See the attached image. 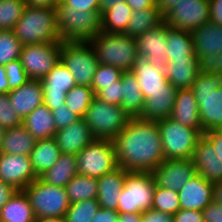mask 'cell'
Listing matches in <instances>:
<instances>
[{
	"mask_svg": "<svg viewBox=\"0 0 222 222\" xmlns=\"http://www.w3.org/2000/svg\"><path fill=\"white\" fill-rule=\"evenodd\" d=\"M113 143L117 167L128 172H152L165 160L158 121L130 117Z\"/></svg>",
	"mask_w": 222,
	"mask_h": 222,
	"instance_id": "cell-1",
	"label": "cell"
},
{
	"mask_svg": "<svg viewBox=\"0 0 222 222\" xmlns=\"http://www.w3.org/2000/svg\"><path fill=\"white\" fill-rule=\"evenodd\" d=\"M13 32L25 45L62 42L56 8L26 6Z\"/></svg>",
	"mask_w": 222,
	"mask_h": 222,
	"instance_id": "cell-2",
	"label": "cell"
},
{
	"mask_svg": "<svg viewBox=\"0 0 222 222\" xmlns=\"http://www.w3.org/2000/svg\"><path fill=\"white\" fill-rule=\"evenodd\" d=\"M205 132L222 128V76L200 72L190 88Z\"/></svg>",
	"mask_w": 222,
	"mask_h": 222,
	"instance_id": "cell-3",
	"label": "cell"
},
{
	"mask_svg": "<svg viewBox=\"0 0 222 222\" xmlns=\"http://www.w3.org/2000/svg\"><path fill=\"white\" fill-rule=\"evenodd\" d=\"M89 43L100 64L111 65L122 71H131L138 59L136 38L127 34L100 31Z\"/></svg>",
	"mask_w": 222,
	"mask_h": 222,
	"instance_id": "cell-4",
	"label": "cell"
},
{
	"mask_svg": "<svg viewBox=\"0 0 222 222\" xmlns=\"http://www.w3.org/2000/svg\"><path fill=\"white\" fill-rule=\"evenodd\" d=\"M57 29L62 41L90 42L101 31V13L70 9L60 1L56 7Z\"/></svg>",
	"mask_w": 222,
	"mask_h": 222,
	"instance_id": "cell-5",
	"label": "cell"
},
{
	"mask_svg": "<svg viewBox=\"0 0 222 222\" xmlns=\"http://www.w3.org/2000/svg\"><path fill=\"white\" fill-rule=\"evenodd\" d=\"M130 116L120 105H112L94 97L83 120L95 138L114 140L126 127Z\"/></svg>",
	"mask_w": 222,
	"mask_h": 222,
	"instance_id": "cell-6",
	"label": "cell"
},
{
	"mask_svg": "<svg viewBox=\"0 0 222 222\" xmlns=\"http://www.w3.org/2000/svg\"><path fill=\"white\" fill-rule=\"evenodd\" d=\"M156 181L152 172H127L118 199V213H142L151 209Z\"/></svg>",
	"mask_w": 222,
	"mask_h": 222,
	"instance_id": "cell-7",
	"label": "cell"
},
{
	"mask_svg": "<svg viewBox=\"0 0 222 222\" xmlns=\"http://www.w3.org/2000/svg\"><path fill=\"white\" fill-rule=\"evenodd\" d=\"M158 128L165 159H192L196 145L203 136L198 129L183 126L171 118L158 121Z\"/></svg>",
	"mask_w": 222,
	"mask_h": 222,
	"instance_id": "cell-8",
	"label": "cell"
},
{
	"mask_svg": "<svg viewBox=\"0 0 222 222\" xmlns=\"http://www.w3.org/2000/svg\"><path fill=\"white\" fill-rule=\"evenodd\" d=\"M37 217L64 218L71 205L65 187L50 185L39 177L23 190Z\"/></svg>",
	"mask_w": 222,
	"mask_h": 222,
	"instance_id": "cell-9",
	"label": "cell"
},
{
	"mask_svg": "<svg viewBox=\"0 0 222 222\" xmlns=\"http://www.w3.org/2000/svg\"><path fill=\"white\" fill-rule=\"evenodd\" d=\"M60 60L74 77L76 85L91 87L99 62L89 42L62 41Z\"/></svg>",
	"mask_w": 222,
	"mask_h": 222,
	"instance_id": "cell-10",
	"label": "cell"
},
{
	"mask_svg": "<svg viewBox=\"0 0 222 222\" xmlns=\"http://www.w3.org/2000/svg\"><path fill=\"white\" fill-rule=\"evenodd\" d=\"M78 174L99 178L117 168L115 145L111 139L95 138L76 155Z\"/></svg>",
	"mask_w": 222,
	"mask_h": 222,
	"instance_id": "cell-11",
	"label": "cell"
},
{
	"mask_svg": "<svg viewBox=\"0 0 222 222\" xmlns=\"http://www.w3.org/2000/svg\"><path fill=\"white\" fill-rule=\"evenodd\" d=\"M62 42L25 45L20 61L28 77L41 80L60 61Z\"/></svg>",
	"mask_w": 222,
	"mask_h": 222,
	"instance_id": "cell-12",
	"label": "cell"
},
{
	"mask_svg": "<svg viewBox=\"0 0 222 222\" xmlns=\"http://www.w3.org/2000/svg\"><path fill=\"white\" fill-rule=\"evenodd\" d=\"M209 17V1L181 0L165 15V22L173 28L192 32L209 22Z\"/></svg>",
	"mask_w": 222,
	"mask_h": 222,
	"instance_id": "cell-13",
	"label": "cell"
},
{
	"mask_svg": "<svg viewBox=\"0 0 222 222\" xmlns=\"http://www.w3.org/2000/svg\"><path fill=\"white\" fill-rule=\"evenodd\" d=\"M43 103L52 111L65 104L66 93L76 86L74 77L60 60L55 67L41 79Z\"/></svg>",
	"mask_w": 222,
	"mask_h": 222,
	"instance_id": "cell-14",
	"label": "cell"
},
{
	"mask_svg": "<svg viewBox=\"0 0 222 222\" xmlns=\"http://www.w3.org/2000/svg\"><path fill=\"white\" fill-rule=\"evenodd\" d=\"M168 24L150 29L136 38L138 57L147 59L157 70L163 71L168 62L167 36Z\"/></svg>",
	"mask_w": 222,
	"mask_h": 222,
	"instance_id": "cell-15",
	"label": "cell"
},
{
	"mask_svg": "<svg viewBox=\"0 0 222 222\" xmlns=\"http://www.w3.org/2000/svg\"><path fill=\"white\" fill-rule=\"evenodd\" d=\"M37 178L29 156L0 153V180L17 190H24Z\"/></svg>",
	"mask_w": 222,
	"mask_h": 222,
	"instance_id": "cell-16",
	"label": "cell"
},
{
	"mask_svg": "<svg viewBox=\"0 0 222 222\" xmlns=\"http://www.w3.org/2000/svg\"><path fill=\"white\" fill-rule=\"evenodd\" d=\"M152 173L156 185L179 191L197 172L192 159H165Z\"/></svg>",
	"mask_w": 222,
	"mask_h": 222,
	"instance_id": "cell-17",
	"label": "cell"
},
{
	"mask_svg": "<svg viewBox=\"0 0 222 222\" xmlns=\"http://www.w3.org/2000/svg\"><path fill=\"white\" fill-rule=\"evenodd\" d=\"M214 183L196 173L178 191L180 209L203 211L213 201Z\"/></svg>",
	"mask_w": 222,
	"mask_h": 222,
	"instance_id": "cell-18",
	"label": "cell"
},
{
	"mask_svg": "<svg viewBox=\"0 0 222 222\" xmlns=\"http://www.w3.org/2000/svg\"><path fill=\"white\" fill-rule=\"evenodd\" d=\"M54 139L61 153L77 155L95 137L83 118H80L73 124L56 131Z\"/></svg>",
	"mask_w": 222,
	"mask_h": 222,
	"instance_id": "cell-19",
	"label": "cell"
},
{
	"mask_svg": "<svg viewBox=\"0 0 222 222\" xmlns=\"http://www.w3.org/2000/svg\"><path fill=\"white\" fill-rule=\"evenodd\" d=\"M141 87L145 99L151 97V93L157 91H177L168 82L163 71L157 70L147 59L138 57L131 69Z\"/></svg>",
	"mask_w": 222,
	"mask_h": 222,
	"instance_id": "cell-20",
	"label": "cell"
},
{
	"mask_svg": "<svg viewBox=\"0 0 222 222\" xmlns=\"http://www.w3.org/2000/svg\"><path fill=\"white\" fill-rule=\"evenodd\" d=\"M12 109L23 120L38 106L43 104L41 80L30 79L27 83L8 93Z\"/></svg>",
	"mask_w": 222,
	"mask_h": 222,
	"instance_id": "cell-21",
	"label": "cell"
},
{
	"mask_svg": "<svg viewBox=\"0 0 222 222\" xmlns=\"http://www.w3.org/2000/svg\"><path fill=\"white\" fill-rule=\"evenodd\" d=\"M196 172L212 183L222 180V162L216 155L212 144L202 136L192 156Z\"/></svg>",
	"mask_w": 222,
	"mask_h": 222,
	"instance_id": "cell-22",
	"label": "cell"
},
{
	"mask_svg": "<svg viewBox=\"0 0 222 222\" xmlns=\"http://www.w3.org/2000/svg\"><path fill=\"white\" fill-rule=\"evenodd\" d=\"M169 118L183 126L198 129L202 134L204 133L200 123L196 97L190 88L177 90Z\"/></svg>",
	"mask_w": 222,
	"mask_h": 222,
	"instance_id": "cell-23",
	"label": "cell"
},
{
	"mask_svg": "<svg viewBox=\"0 0 222 222\" xmlns=\"http://www.w3.org/2000/svg\"><path fill=\"white\" fill-rule=\"evenodd\" d=\"M127 172L117 167L98 178L97 200L100 208L117 211L119 195L124 187Z\"/></svg>",
	"mask_w": 222,
	"mask_h": 222,
	"instance_id": "cell-24",
	"label": "cell"
},
{
	"mask_svg": "<svg viewBox=\"0 0 222 222\" xmlns=\"http://www.w3.org/2000/svg\"><path fill=\"white\" fill-rule=\"evenodd\" d=\"M163 73L177 90L191 88L200 73L198 58L168 60Z\"/></svg>",
	"mask_w": 222,
	"mask_h": 222,
	"instance_id": "cell-25",
	"label": "cell"
},
{
	"mask_svg": "<svg viewBox=\"0 0 222 222\" xmlns=\"http://www.w3.org/2000/svg\"><path fill=\"white\" fill-rule=\"evenodd\" d=\"M195 55H217L222 52V26L211 22L204 23L201 27L191 32Z\"/></svg>",
	"mask_w": 222,
	"mask_h": 222,
	"instance_id": "cell-26",
	"label": "cell"
},
{
	"mask_svg": "<svg viewBox=\"0 0 222 222\" xmlns=\"http://www.w3.org/2000/svg\"><path fill=\"white\" fill-rule=\"evenodd\" d=\"M22 125L36 140L52 138L56 133L52 111L44 103L26 116Z\"/></svg>",
	"mask_w": 222,
	"mask_h": 222,
	"instance_id": "cell-27",
	"label": "cell"
},
{
	"mask_svg": "<svg viewBox=\"0 0 222 222\" xmlns=\"http://www.w3.org/2000/svg\"><path fill=\"white\" fill-rule=\"evenodd\" d=\"M177 91H157L145 99L141 114L145 120L160 121L169 118L174 105Z\"/></svg>",
	"mask_w": 222,
	"mask_h": 222,
	"instance_id": "cell-28",
	"label": "cell"
},
{
	"mask_svg": "<svg viewBox=\"0 0 222 222\" xmlns=\"http://www.w3.org/2000/svg\"><path fill=\"white\" fill-rule=\"evenodd\" d=\"M60 154L61 151L54 137L37 140L29 155L32 169L37 177L53 167Z\"/></svg>",
	"mask_w": 222,
	"mask_h": 222,
	"instance_id": "cell-29",
	"label": "cell"
},
{
	"mask_svg": "<svg viewBox=\"0 0 222 222\" xmlns=\"http://www.w3.org/2000/svg\"><path fill=\"white\" fill-rule=\"evenodd\" d=\"M36 141L22 124L8 128L4 131L0 153L29 156Z\"/></svg>",
	"mask_w": 222,
	"mask_h": 222,
	"instance_id": "cell-30",
	"label": "cell"
},
{
	"mask_svg": "<svg viewBox=\"0 0 222 222\" xmlns=\"http://www.w3.org/2000/svg\"><path fill=\"white\" fill-rule=\"evenodd\" d=\"M77 174L76 155L61 153L55 165L41 174L39 178L47 184L65 187Z\"/></svg>",
	"mask_w": 222,
	"mask_h": 222,
	"instance_id": "cell-31",
	"label": "cell"
},
{
	"mask_svg": "<svg viewBox=\"0 0 222 222\" xmlns=\"http://www.w3.org/2000/svg\"><path fill=\"white\" fill-rule=\"evenodd\" d=\"M165 22V16L156 5L155 7L133 11L126 31L129 37L137 38L144 32L154 29Z\"/></svg>",
	"mask_w": 222,
	"mask_h": 222,
	"instance_id": "cell-32",
	"label": "cell"
},
{
	"mask_svg": "<svg viewBox=\"0 0 222 222\" xmlns=\"http://www.w3.org/2000/svg\"><path fill=\"white\" fill-rule=\"evenodd\" d=\"M122 85L123 100L120 106L130 117H138L142 112L145 98L131 71L122 72Z\"/></svg>",
	"mask_w": 222,
	"mask_h": 222,
	"instance_id": "cell-33",
	"label": "cell"
},
{
	"mask_svg": "<svg viewBox=\"0 0 222 222\" xmlns=\"http://www.w3.org/2000/svg\"><path fill=\"white\" fill-rule=\"evenodd\" d=\"M35 215L25 192L17 190L0 210V222H34Z\"/></svg>",
	"mask_w": 222,
	"mask_h": 222,
	"instance_id": "cell-34",
	"label": "cell"
},
{
	"mask_svg": "<svg viewBox=\"0 0 222 222\" xmlns=\"http://www.w3.org/2000/svg\"><path fill=\"white\" fill-rule=\"evenodd\" d=\"M166 41L168 60L197 58L191 32L176 29L168 25Z\"/></svg>",
	"mask_w": 222,
	"mask_h": 222,
	"instance_id": "cell-35",
	"label": "cell"
},
{
	"mask_svg": "<svg viewBox=\"0 0 222 222\" xmlns=\"http://www.w3.org/2000/svg\"><path fill=\"white\" fill-rule=\"evenodd\" d=\"M132 8L124 1L101 13V31L122 34L126 31Z\"/></svg>",
	"mask_w": 222,
	"mask_h": 222,
	"instance_id": "cell-36",
	"label": "cell"
},
{
	"mask_svg": "<svg viewBox=\"0 0 222 222\" xmlns=\"http://www.w3.org/2000/svg\"><path fill=\"white\" fill-rule=\"evenodd\" d=\"M70 203L97 199L98 178L77 174L65 186Z\"/></svg>",
	"mask_w": 222,
	"mask_h": 222,
	"instance_id": "cell-37",
	"label": "cell"
},
{
	"mask_svg": "<svg viewBox=\"0 0 222 222\" xmlns=\"http://www.w3.org/2000/svg\"><path fill=\"white\" fill-rule=\"evenodd\" d=\"M94 97L91 87L76 85L66 93L65 105L77 116L83 118Z\"/></svg>",
	"mask_w": 222,
	"mask_h": 222,
	"instance_id": "cell-38",
	"label": "cell"
},
{
	"mask_svg": "<svg viewBox=\"0 0 222 222\" xmlns=\"http://www.w3.org/2000/svg\"><path fill=\"white\" fill-rule=\"evenodd\" d=\"M151 209L173 216L180 210L178 191L156 185Z\"/></svg>",
	"mask_w": 222,
	"mask_h": 222,
	"instance_id": "cell-39",
	"label": "cell"
},
{
	"mask_svg": "<svg viewBox=\"0 0 222 222\" xmlns=\"http://www.w3.org/2000/svg\"><path fill=\"white\" fill-rule=\"evenodd\" d=\"M100 209L97 199L72 203L64 216V222H92Z\"/></svg>",
	"mask_w": 222,
	"mask_h": 222,
	"instance_id": "cell-40",
	"label": "cell"
},
{
	"mask_svg": "<svg viewBox=\"0 0 222 222\" xmlns=\"http://www.w3.org/2000/svg\"><path fill=\"white\" fill-rule=\"evenodd\" d=\"M25 7L24 0H0V30H13Z\"/></svg>",
	"mask_w": 222,
	"mask_h": 222,
	"instance_id": "cell-41",
	"label": "cell"
},
{
	"mask_svg": "<svg viewBox=\"0 0 222 222\" xmlns=\"http://www.w3.org/2000/svg\"><path fill=\"white\" fill-rule=\"evenodd\" d=\"M22 47L13 30H0V65L19 59Z\"/></svg>",
	"mask_w": 222,
	"mask_h": 222,
	"instance_id": "cell-42",
	"label": "cell"
},
{
	"mask_svg": "<svg viewBox=\"0 0 222 222\" xmlns=\"http://www.w3.org/2000/svg\"><path fill=\"white\" fill-rule=\"evenodd\" d=\"M122 72L120 68L99 63L91 85L94 94L96 95L101 89L116 83L121 78Z\"/></svg>",
	"mask_w": 222,
	"mask_h": 222,
	"instance_id": "cell-43",
	"label": "cell"
},
{
	"mask_svg": "<svg viewBox=\"0 0 222 222\" xmlns=\"http://www.w3.org/2000/svg\"><path fill=\"white\" fill-rule=\"evenodd\" d=\"M10 90L17 89L27 83L30 78L23 68L20 59L11 61L4 65Z\"/></svg>",
	"mask_w": 222,
	"mask_h": 222,
	"instance_id": "cell-44",
	"label": "cell"
},
{
	"mask_svg": "<svg viewBox=\"0 0 222 222\" xmlns=\"http://www.w3.org/2000/svg\"><path fill=\"white\" fill-rule=\"evenodd\" d=\"M22 124V119L12 109L8 94H0V125L4 129Z\"/></svg>",
	"mask_w": 222,
	"mask_h": 222,
	"instance_id": "cell-45",
	"label": "cell"
},
{
	"mask_svg": "<svg viewBox=\"0 0 222 222\" xmlns=\"http://www.w3.org/2000/svg\"><path fill=\"white\" fill-rule=\"evenodd\" d=\"M122 75L121 78L116 81L114 84H110L104 89H101L95 97L101 101L107 102L112 105H121L123 96H122Z\"/></svg>",
	"mask_w": 222,
	"mask_h": 222,
	"instance_id": "cell-46",
	"label": "cell"
},
{
	"mask_svg": "<svg viewBox=\"0 0 222 222\" xmlns=\"http://www.w3.org/2000/svg\"><path fill=\"white\" fill-rule=\"evenodd\" d=\"M199 71L222 76V52L198 57Z\"/></svg>",
	"mask_w": 222,
	"mask_h": 222,
	"instance_id": "cell-47",
	"label": "cell"
},
{
	"mask_svg": "<svg viewBox=\"0 0 222 222\" xmlns=\"http://www.w3.org/2000/svg\"><path fill=\"white\" fill-rule=\"evenodd\" d=\"M52 114L55 121L56 131L67 127L80 119V117L73 113V111H71L65 104L52 110Z\"/></svg>",
	"mask_w": 222,
	"mask_h": 222,
	"instance_id": "cell-48",
	"label": "cell"
},
{
	"mask_svg": "<svg viewBox=\"0 0 222 222\" xmlns=\"http://www.w3.org/2000/svg\"><path fill=\"white\" fill-rule=\"evenodd\" d=\"M70 9L100 12V0H62Z\"/></svg>",
	"mask_w": 222,
	"mask_h": 222,
	"instance_id": "cell-49",
	"label": "cell"
},
{
	"mask_svg": "<svg viewBox=\"0 0 222 222\" xmlns=\"http://www.w3.org/2000/svg\"><path fill=\"white\" fill-rule=\"evenodd\" d=\"M172 222H204L203 212L180 209L172 216Z\"/></svg>",
	"mask_w": 222,
	"mask_h": 222,
	"instance_id": "cell-50",
	"label": "cell"
},
{
	"mask_svg": "<svg viewBox=\"0 0 222 222\" xmlns=\"http://www.w3.org/2000/svg\"><path fill=\"white\" fill-rule=\"evenodd\" d=\"M202 212L204 222H222V204L213 200Z\"/></svg>",
	"mask_w": 222,
	"mask_h": 222,
	"instance_id": "cell-51",
	"label": "cell"
},
{
	"mask_svg": "<svg viewBox=\"0 0 222 222\" xmlns=\"http://www.w3.org/2000/svg\"><path fill=\"white\" fill-rule=\"evenodd\" d=\"M142 222H172V216L154 209L141 213Z\"/></svg>",
	"mask_w": 222,
	"mask_h": 222,
	"instance_id": "cell-52",
	"label": "cell"
},
{
	"mask_svg": "<svg viewBox=\"0 0 222 222\" xmlns=\"http://www.w3.org/2000/svg\"><path fill=\"white\" fill-rule=\"evenodd\" d=\"M203 136L212 144L216 155L222 162V136L217 130L207 131Z\"/></svg>",
	"mask_w": 222,
	"mask_h": 222,
	"instance_id": "cell-53",
	"label": "cell"
},
{
	"mask_svg": "<svg viewBox=\"0 0 222 222\" xmlns=\"http://www.w3.org/2000/svg\"><path fill=\"white\" fill-rule=\"evenodd\" d=\"M209 22L222 26V0H210Z\"/></svg>",
	"mask_w": 222,
	"mask_h": 222,
	"instance_id": "cell-54",
	"label": "cell"
},
{
	"mask_svg": "<svg viewBox=\"0 0 222 222\" xmlns=\"http://www.w3.org/2000/svg\"><path fill=\"white\" fill-rule=\"evenodd\" d=\"M118 218L117 211L100 208L92 222H118Z\"/></svg>",
	"mask_w": 222,
	"mask_h": 222,
	"instance_id": "cell-55",
	"label": "cell"
},
{
	"mask_svg": "<svg viewBox=\"0 0 222 222\" xmlns=\"http://www.w3.org/2000/svg\"><path fill=\"white\" fill-rule=\"evenodd\" d=\"M17 189L0 180V210L16 193Z\"/></svg>",
	"mask_w": 222,
	"mask_h": 222,
	"instance_id": "cell-56",
	"label": "cell"
},
{
	"mask_svg": "<svg viewBox=\"0 0 222 222\" xmlns=\"http://www.w3.org/2000/svg\"><path fill=\"white\" fill-rule=\"evenodd\" d=\"M125 2L132 8V11L151 8L157 5L156 0H125Z\"/></svg>",
	"mask_w": 222,
	"mask_h": 222,
	"instance_id": "cell-57",
	"label": "cell"
},
{
	"mask_svg": "<svg viewBox=\"0 0 222 222\" xmlns=\"http://www.w3.org/2000/svg\"><path fill=\"white\" fill-rule=\"evenodd\" d=\"M26 6L56 8L59 0H24Z\"/></svg>",
	"mask_w": 222,
	"mask_h": 222,
	"instance_id": "cell-58",
	"label": "cell"
},
{
	"mask_svg": "<svg viewBox=\"0 0 222 222\" xmlns=\"http://www.w3.org/2000/svg\"><path fill=\"white\" fill-rule=\"evenodd\" d=\"M181 0H156L158 8L165 16L172 8L178 5Z\"/></svg>",
	"mask_w": 222,
	"mask_h": 222,
	"instance_id": "cell-59",
	"label": "cell"
},
{
	"mask_svg": "<svg viewBox=\"0 0 222 222\" xmlns=\"http://www.w3.org/2000/svg\"><path fill=\"white\" fill-rule=\"evenodd\" d=\"M10 91L6 68L4 65H0V94H8Z\"/></svg>",
	"mask_w": 222,
	"mask_h": 222,
	"instance_id": "cell-60",
	"label": "cell"
},
{
	"mask_svg": "<svg viewBox=\"0 0 222 222\" xmlns=\"http://www.w3.org/2000/svg\"><path fill=\"white\" fill-rule=\"evenodd\" d=\"M118 222H142L141 213H119Z\"/></svg>",
	"mask_w": 222,
	"mask_h": 222,
	"instance_id": "cell-61",
	"label": "cell"
},
{
	"mask_svg": "<svg viewBox=\"0 0 222 222\" xmlns=\"http://www.w3.org/2000/svg\"><path fill=\"white\" fill-rule=\"evenodd\" d=\"M213 193V200L222 204V180L214 183Z\"/></svg>",
	"mask_w": 222,
	"mask_h": 222,
	"instance_id": "cell-62",
	"label": "cell"
},
{
	"mask_svg": "<svg viewBox=\"0 0 222 222\" xmlns=\"http://www.w3.org/2000/svg\"><path fill=\"white\" fill-rule=\"evenodd\" d=\"M122 1L124 0H100V13L115 6L117 3H120Z\"/></svg>",
	"mask_w": 222,
	"mask_h": 222,
	"instance_id": "cell-63",
	"label": "cell"
},
{
	"mask_svg": "<svg viewBox=\"0 0 222 222\" xmlns=\"http://www.w3.org/2000/svg\"><path fill=\"white\" fill-rule=\"evenodd\" d=\"M34 222H64V218L60 217H37Z\"/></svg>",
	"mask_w": 222,
	"mask_h": 222,
	"instance_id": "cell-64",
	"label": "cell"
},
{
	"mask_svg": "<svg viewBox=\"0 0 222 222\" xmlns=\"http://www.w3.org/2000/svg\"><path fill=\"white\" fill-rule=\"evenodd\" d=\"M4 131L5 129L0 125V149L3 141Z\"/></svg>",
	"mask_w": 222,
	"mask_h": 222,
	"instance_id": "cell-65",
	"label": "cell"
},
{
	"mask_svg": "<svg viewBox=\"0 0 222 222\" xmlns=\"http://www.w3.org/2000/svg\"><path fill=\"white\" fill-rule=\"evenodd\" d=\"M217 131L221 134L222 136V128L217 129Z\"/></svg>",
	"mask_w": 222,
	"mask_h": 222,
	"instance_id": "cell-66",
	"label": "cell"
}]
</instances>
